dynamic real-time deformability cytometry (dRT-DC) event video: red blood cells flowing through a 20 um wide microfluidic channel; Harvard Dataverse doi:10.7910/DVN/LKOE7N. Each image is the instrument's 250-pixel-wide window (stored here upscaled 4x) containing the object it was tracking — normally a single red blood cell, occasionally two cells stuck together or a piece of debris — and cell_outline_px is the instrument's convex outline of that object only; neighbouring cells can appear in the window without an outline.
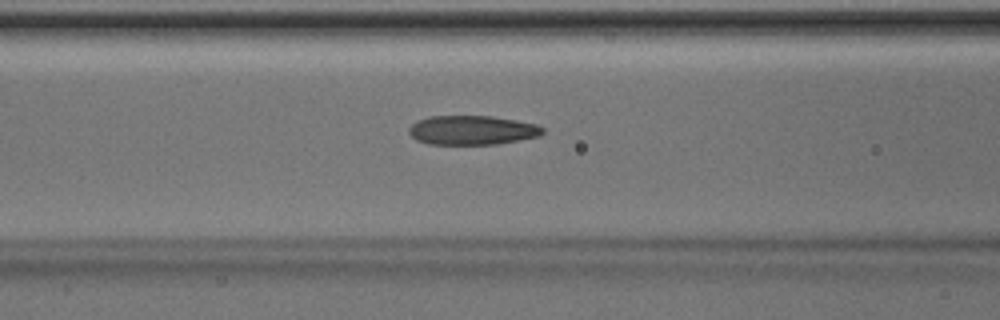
{"species": "Egyptian fruit bat (a non-hibernating species)", "species_latin": "Rousettus aegyptiacus", "temperature_condition": "room temperature", "stored_images_in_passage": 49, "camera_frame_rate_fps": 3000, "um_per_image_px": 0.085, "animal": {"sex": "male"}, "frame": {"image": 1, "passage_image": 20, "time_ms": 6.333, "image_size_px": [1000, 320], "cell_outline_px": [[544, 132], [540, 136], [496, 144], [428, 144], [416, 140], [408, 132], [408, 128], [416, 120], [428, 116], [492, 116], [516, 120], [536, 124], [544, 128]], "centroid_in_image_um": [40.11, 11.06], "position_along_channel_um": 126.5, "area_um2": 22.89}}
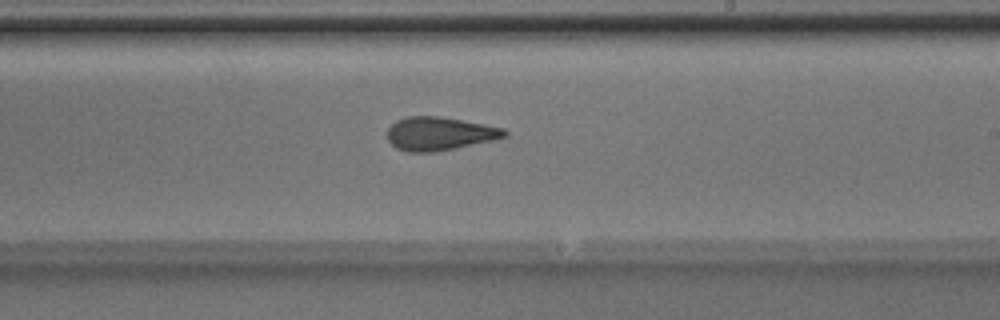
{"frame": {"image": 2, "passage_image": 29, "time_ms": 9.333, "image_size_px": [1000, 320], "cell_outline_px": [[508, 136], [496, 140], [456, 148], [432, 152], [408, 152], [396, 148], [388, 140], [388, 128], [396, 120], [408, 116], [440, 116], [484, 124], [504, 128], [508, 132]], "centroid_in_image_um": [37.39, 11.36], "position_along_channel_um": 251.6, "area_um2": 22.95}}
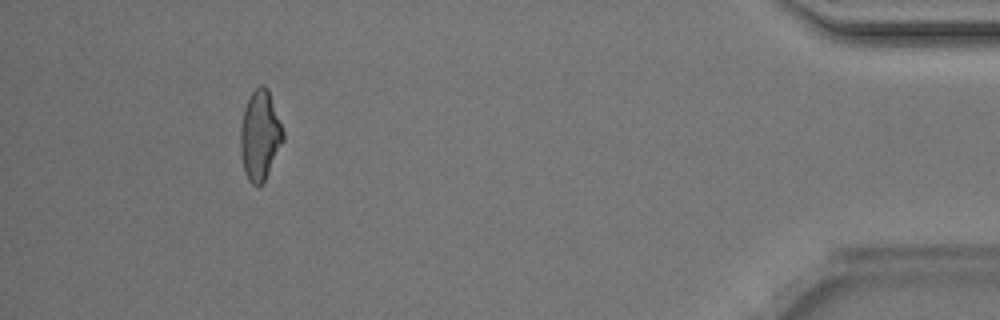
{"frame": {"image": 3, "passage_image": 45, "time_ms": 14.667, "image_size_px": [1000, 320], "cell_outline_px": [[284, 140], [264, 180], [256, 188], [248, 180], [244, 172], [240, 152], [240, 128], [244, 108], [252, 92], [260, 84], [264, 84], [268, 88], [284, 132]], "centroid_in_image_um": [22.08, 11.5], "position_along_channel_um": 413.1, "area_um2": 22.25}, "authors_computed_cell_mechanics": {"area_um2": 22.7154, "velocity_mm_per_s": 4.1898, "shape_relaxation_time_tau1_ms": 5.5484, "shape_relaxation_time_tau2_ms": 1.8711, "deformation_change_tau1": 0.1734, "deformation_change_tau2": 0.1008}}